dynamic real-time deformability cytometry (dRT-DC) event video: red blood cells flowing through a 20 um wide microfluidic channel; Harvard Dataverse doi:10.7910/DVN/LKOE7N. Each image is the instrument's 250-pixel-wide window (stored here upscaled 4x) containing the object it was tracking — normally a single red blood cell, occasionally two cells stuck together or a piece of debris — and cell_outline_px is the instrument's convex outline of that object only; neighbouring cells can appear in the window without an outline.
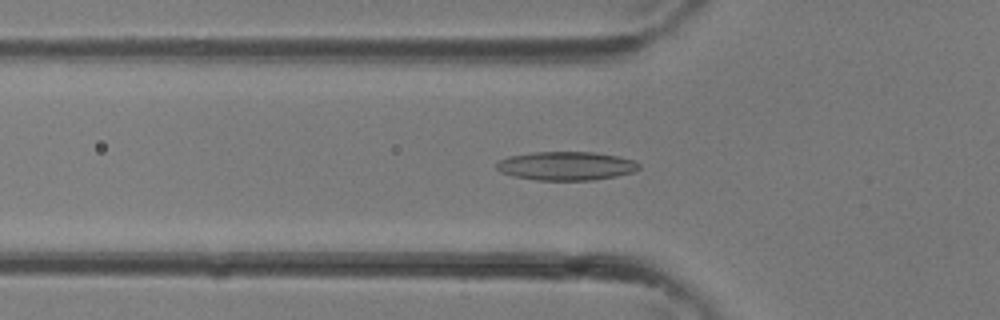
{"species": "common noctule bat (a hibernating species)", "species_latin": "Nyctalus noctula", "temperature_condition": "room temperature", "stored_images_in_passage": 36, "camera_frame_rate_fps": 3000, "um_per_image_px": 0.085, "animal": {"sex": "female"}, "frame": {"image": 1, "passage_image": 12, "time_ms": 3.667, "image_size_px": [1000, 320], "cell_outline_px": [[640, 168], [632, 172], [616, 176], [592, 180], [536, 180], [512, 176], [500, 172], [496, 168], [496, 164], [500, 160], [508, 156], [532, 152], [596, 152], [636, 160], [640, 164]], "centroid_in_image_um": [48.12, 14.1], "position_along_channel_um": 77.7, "area_um2": 23.93}}
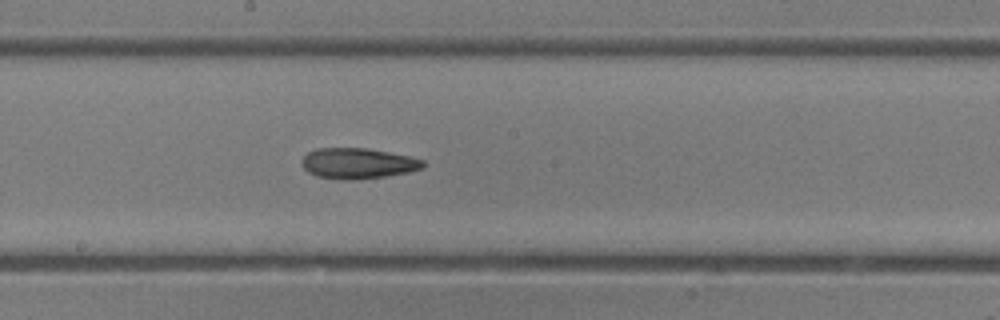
{"frame": {"image": 2, "passage_image": 19, "time_ms": 6.0, "image_size_px": [1000, 320], "cell_outline_px": [[424, 168], [408, 172], [384, 176], [352, 180], [344, 180], [316, 176], [308, 172], [300, 164], [300, 160], [308, 152], [316, 148], [368, 148], [408, 156], [424, 160]], "centroid_in_image_um": [30.38, 13.88], "position_along_channel_um": 217.8, "area_um2": 21.68}}
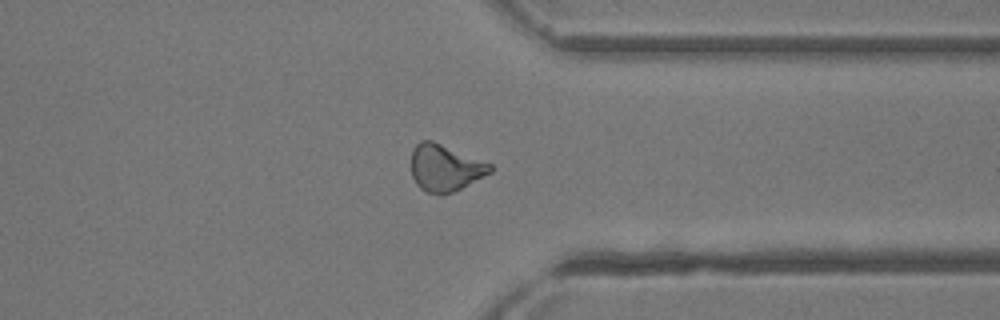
{"frame": {"image": 3, "passage_image": 27, "time_ms": 8.667, "image_size_px": [1000, 320], "cell_outline_px": [[492, 172], [452, 192], [440, 196], [428, 192], [420, 188], [416, 184], [412, 176], [412, 148], [420, 140], [432, 140], [492, 164]], "centroid_in_image_um": [37.81, 14.26], "position_along_channel_um": 373.6, "area_um2": 21.44}}